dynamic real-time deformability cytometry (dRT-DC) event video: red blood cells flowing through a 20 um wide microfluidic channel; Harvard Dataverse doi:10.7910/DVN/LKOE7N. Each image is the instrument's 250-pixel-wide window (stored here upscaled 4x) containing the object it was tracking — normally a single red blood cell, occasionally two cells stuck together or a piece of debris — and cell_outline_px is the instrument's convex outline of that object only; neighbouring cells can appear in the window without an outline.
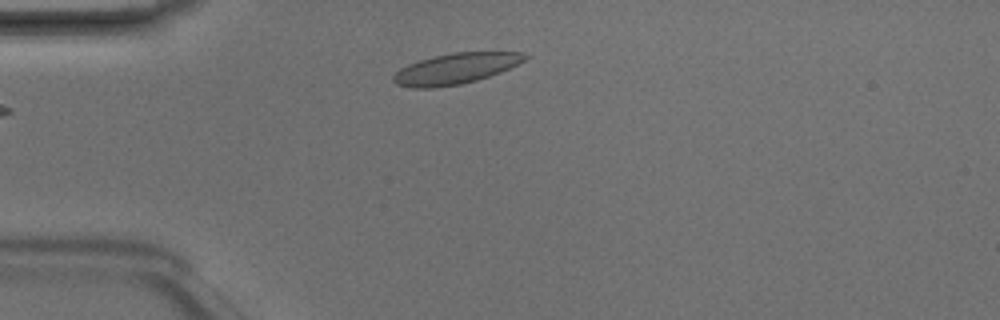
{"species": "Egyptian fruit bat (a non-hibernating species)", "species_latin": "Rousettus aegyptiacus", "temperature_condition": "room temperature", "stored_images_in_passage": 2, "camera_frame_rate_fps": 3000, "um_per_image_px": 0.085, "animal": {"sex": "male"}, "frame": {"image": 1, "passage_image": 2, "time_ms": 0.333, "image_size_px": [1000, 320], "cell_outline_px": [[528, 56], [524, 60], [500, 72], [476, 80], [460, 84], [436, 88], [412, 88], [396, 84], [392, 80], [392, 76], [400, 68], [408, 64], [432, 56], [452, 52], [524, 52]], "centroid_in_image_um": [38.67, 5.83], "position_along_channel_um": 46.3, "area_um2": 23.47}}